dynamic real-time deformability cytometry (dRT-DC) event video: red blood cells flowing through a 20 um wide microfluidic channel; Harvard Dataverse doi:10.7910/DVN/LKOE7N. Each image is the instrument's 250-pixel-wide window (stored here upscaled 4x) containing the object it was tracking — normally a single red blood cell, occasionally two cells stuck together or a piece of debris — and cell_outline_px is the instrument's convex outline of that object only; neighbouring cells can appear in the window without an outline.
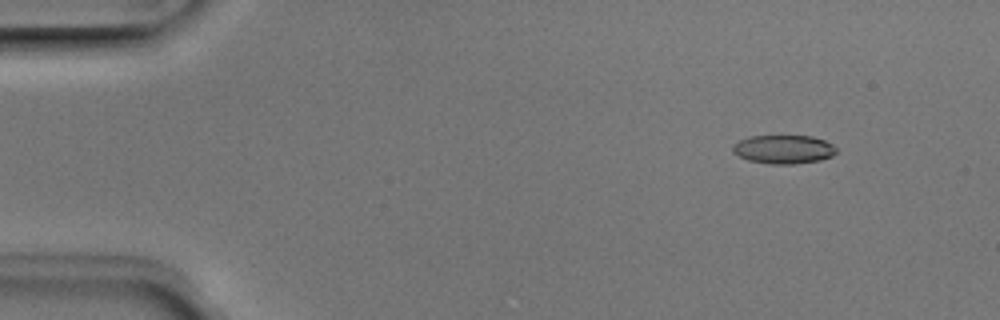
{"species": "Egyptian fruit bat (a non-hibernating species)", "species_latin": "Rousettus aegyptiacus", "temperature_condition": "room temperature", "stored_images_in_passage": 5, "camera_frame_rate_fps": 3000, "um_per_image_px": 0.085, "animal": {"sex": "male"}, "frame": {"image": 1, "passage_image": 1, "time_ms": 0.0, "image_size_px": [1000, 320], "cell_outline_px": [[836, 152], [832, 156], [820, 160], [792, 164], [768, 164], [748, 160], [732, 152], [732, 144], [748, 136], [812, 136], [824, 140], [832, 144], [836, 148]], "centroid_in_image_um": [66.58, 12.69], "position_along_channel_um": 18.4, "area_um2": 17.34}}
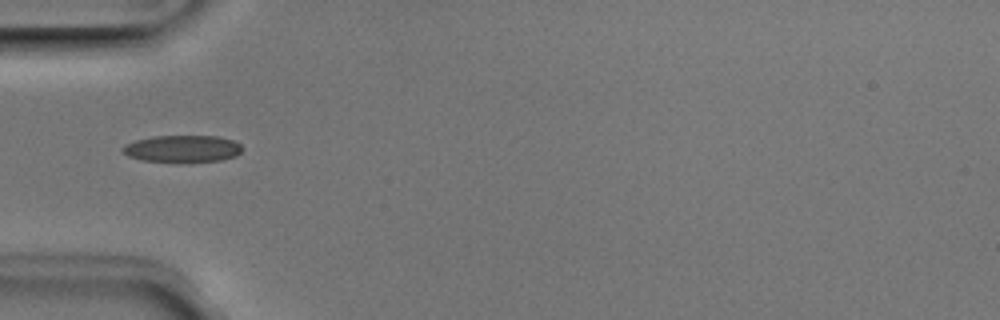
{"frame": {"image": 2, "passage_image": 4, "time_ms": 1.0, "image_size_px": [1000, 320], "cell_outline_px": [[240, 152], [236, 156], [220, 160], [176, 164], [140, 160], [128, 156], [120, 148], [124, 144], [136, 140], [156, 136], [216, 136], [232, 140], [240, 144]], "centroid_in_image_um": [15.45, 12.67], "position_along_channel_um": 69.5, "area_um2": 19.25}}